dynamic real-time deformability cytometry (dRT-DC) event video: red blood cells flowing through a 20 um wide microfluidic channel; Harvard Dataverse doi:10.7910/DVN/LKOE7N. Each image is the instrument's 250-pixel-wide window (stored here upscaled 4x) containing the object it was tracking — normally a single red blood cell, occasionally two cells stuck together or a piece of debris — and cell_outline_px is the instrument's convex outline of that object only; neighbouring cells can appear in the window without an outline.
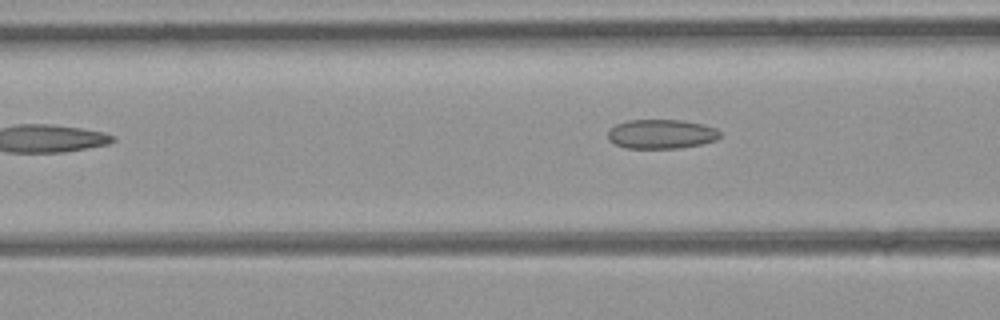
{"species": "common noctule bat (a hibernating species)", "species_latin": "Nyctalus noctula", "temperature_condition": "room temperature", "stored_images_in_passage": 5, "camera_frame_rate_fps": 3000, "um_per_image_px": 0.085, "animal": {"sex": "female", "body_mass_g": 21.9}, "frame": {"image": 1, "passage_image": 5, "time_ms": 1.333, "image_size_px": [1000, 320], "cell_outline_px": [[720, 136], [716, 140], [700, 144], [676, 148], [624, 148], [608, 140], [608, 132], [616, 124], [628, 120], [680, 120], [700, 124], [716, 128], [720, 132]], "centroid_in_image_um": [56.19, 11.39], "position_along_channel_um": 110.4, "area_um2": 18.96}}